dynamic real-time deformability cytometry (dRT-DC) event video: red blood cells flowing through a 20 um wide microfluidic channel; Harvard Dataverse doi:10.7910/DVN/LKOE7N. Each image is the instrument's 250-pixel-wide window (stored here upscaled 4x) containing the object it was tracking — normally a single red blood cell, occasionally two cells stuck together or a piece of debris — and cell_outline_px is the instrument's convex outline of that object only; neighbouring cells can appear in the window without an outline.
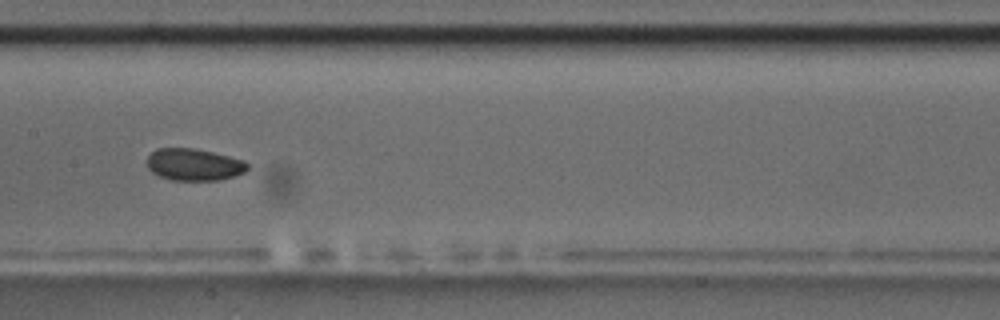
{"species": "common noctule bat (a hibernating species)", "species_latin": "Nyctalus noctula", "temperature_condition": "room temperature", "stored_images_in_passage": 5, "camera_frame_rate_fps": 3000, "um_per_image_px": 0.085, "animal": {"sex": "male", "body_mass_g": 17.5, "forearm_length_mm": 52.3}, "frame": {"image": 1, "passage_image": 4, "time_ms": 3.667, "image_size_px": [1000, 320], "cell_outline_px": [[248, 168], [244, 172], [220, 180], [172, 180], [160, 176], [152, 172], [148, 168], [148, 156], [156, 148], [196, 148], [244, 160], [248, 164]], "centroid_in_image_um": [16.48, 13.98], "position_along_channel_um": 190.9, "area_um2": 18.61}}
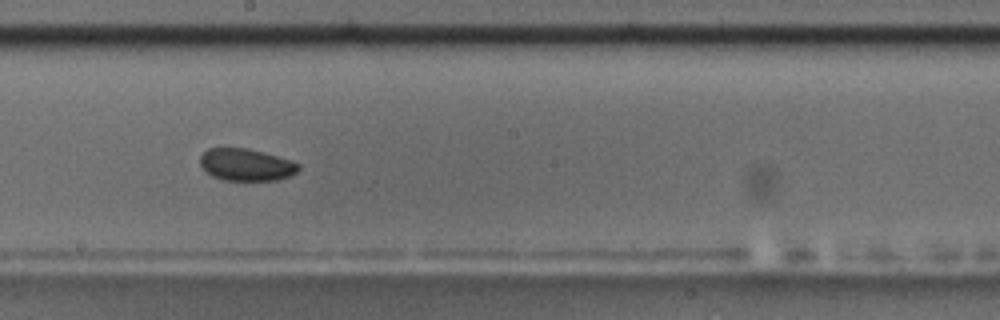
{"frame": {"image": 2, "passage_image": 5, "time_ms": 4.667, "image_size_px": [1000, 320], "cell_outline_px": [[300, 168], [296, 172], [288, 176], [276, 180], [224, 180], [212, 176], [200, 164], [200, 156], [208, 148], [248, 148], [264, 152], [292, 160], [300, 164]], "centroid_in_image_um": [20.94, 13.99], "position_along_channel_um": 227.3, "area_um2": 18.38}}